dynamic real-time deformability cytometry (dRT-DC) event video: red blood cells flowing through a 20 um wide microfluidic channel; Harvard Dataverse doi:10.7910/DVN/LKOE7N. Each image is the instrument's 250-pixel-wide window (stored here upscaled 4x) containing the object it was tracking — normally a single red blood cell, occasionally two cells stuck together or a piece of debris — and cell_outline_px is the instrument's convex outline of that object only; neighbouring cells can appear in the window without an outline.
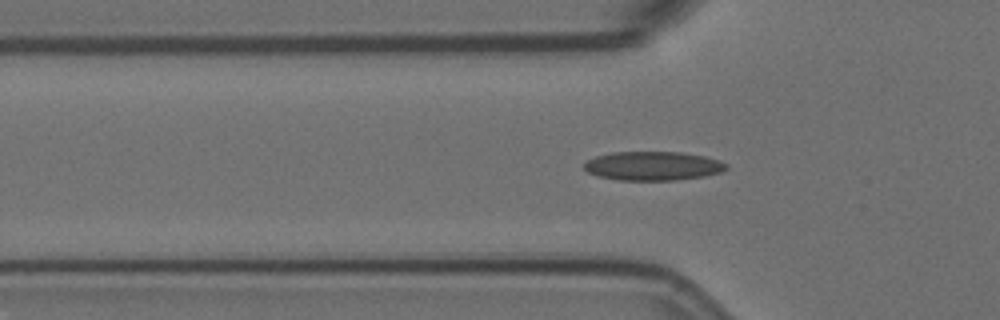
{"species": "Egyptian fruit bat (a non-hibernating species)", "species_latin": "Rousettus aegyptiacus", "temperature_condition": "room temperature", "stored_images_in_passage": 22, "camera_frame_rate_fps": 3000, "um_per_image_px": 0.085, "animal": {"sex": "female"}, "frame": {"image": 1, "passage_image": 5, "time_ms": 1.333, "image_size_px": [1000, 320], "cell_outline_px": [[728, 168], [720, 172], [704, 176], [676, 180], [616, 180], [596, 176], [588, 172], [584, 168], [584, 164], [588, 160], [596, 156], [612, 152], [680, 152], [704, 156], [720, 160], [728, 164]], "centroid_in_image_um": [55.5, 14.1], "position_along_channel_um": 70.3, "area_um2": 24.04}}
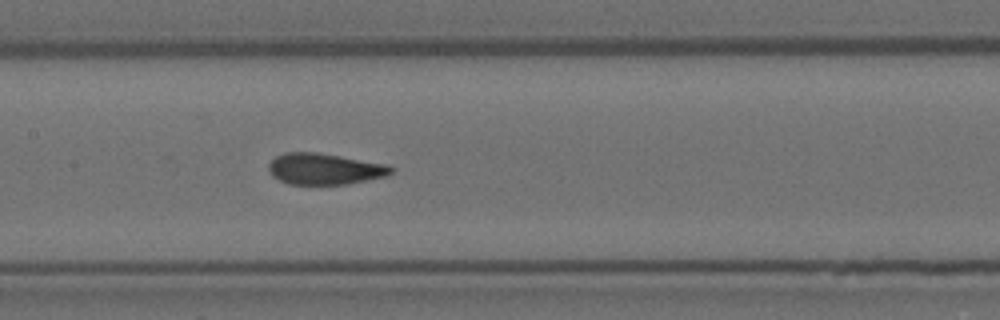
{"frame": {"image": 2, "passage_image": 14, "time_ms": 4.333, "image_size_px": [1000, 320], "cell_outline_px": [[396, 168], [392, 172], [384, 176], [348, 184], [288, 184], [272, 176], [268, 168], [268, 164], [276, 156], [284, 152], [320, 152], [388, 164]], "centroid_in_image_um": [27.59, 14.34], "position_along_channel_um": 179.8, "area_um2": 22.43}}
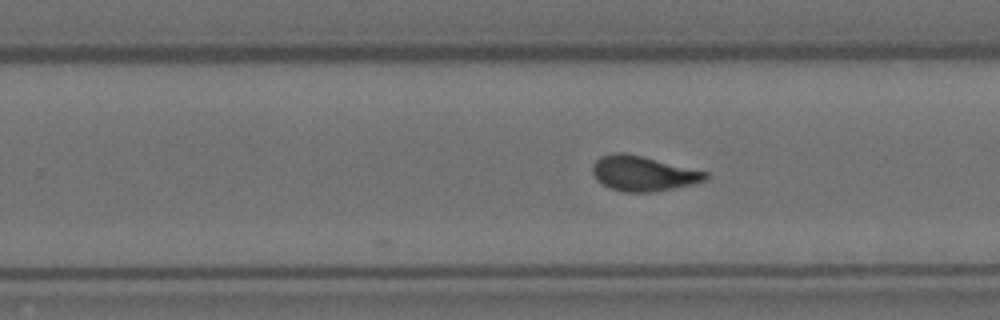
{"frame": {"image": 3, "passage_image": 22, "time_ms": 7.0, "image_size_px": [1000, 320], "cell_outline_px": [[708, 180], [692, 184], [652, 192], [624, 192], [608, 188], [600, 184], [596, 180], [592, 172], [592, 164], [600, 156], [612, 152], [624, 152], [708, 172]], "centroid_in_image_um": [54.61, 14.75], "position_along_channel_um": 275.2, "area_um2": 23.18}}